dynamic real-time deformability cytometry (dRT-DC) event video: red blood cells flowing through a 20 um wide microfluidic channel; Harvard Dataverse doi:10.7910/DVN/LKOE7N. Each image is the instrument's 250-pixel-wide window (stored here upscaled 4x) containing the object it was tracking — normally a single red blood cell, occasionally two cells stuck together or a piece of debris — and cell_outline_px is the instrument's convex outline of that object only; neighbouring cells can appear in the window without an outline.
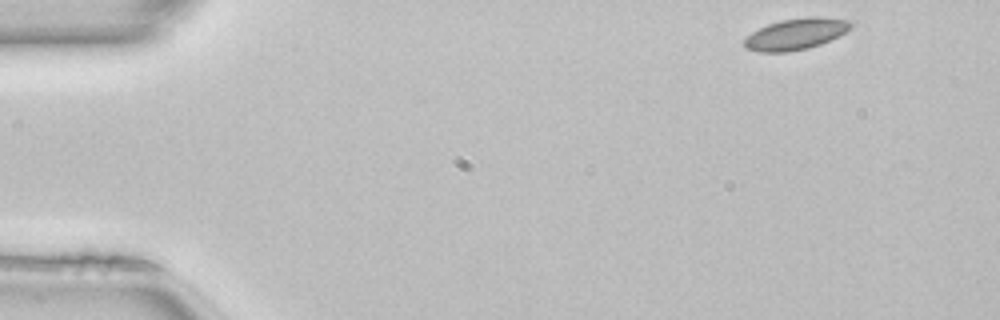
{"species": "common noctule bat (a hibernating species)", "species_latin": "Nyctalus noctula", "temperature_condition": "room temperature", "stored_images_in_passage": 41, "camera_frame_rate_fps": 3000, "um_per_image_px": 0.085, "animal": {"sex": "female", "body_mass_g": 22.7, "forearm_length_mm": 54.2}, "frame": {"image": 1, "passage_image": 1, "time_ms": 0.0, "image_size_px": [1000, 320], "cell_outline_px": [[852, 28], [840, 36], [820, 44], [808, 48], [788, 52], [760, 52], [744, 48], [744, 40], [752, 32], [768, 24], [780, 20], [812, 16], [816, 16], [852, 20]], "centroid_in_image_um": [67.69, 2.89], "position_along_channel_um": 17.3, "area_um2": 19.54}}
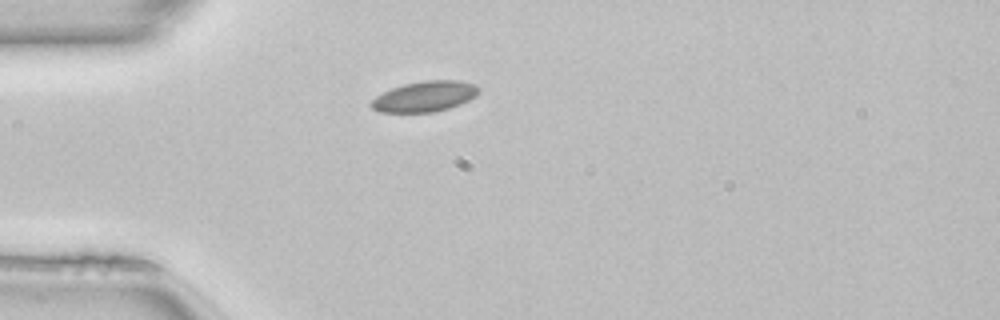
{"frame": {"image": 2, "passage_image": 10, "time_ms": 3.0, "image_size_px": [1000, 320], "cell_outline_px": [[480, 92], [476, 96], [460, 104], [448, 108], [432, 112], [380, 112], [372, 108], [368, 104], [376, 96], [392, 88], [404, 84], [424, 80], [460, 80], [476, 84], [480, 88]], "centroid_in_image_um": [36.12, 8.19], "position_along_channel_um": 48.9, "area_um2": 19.19}}
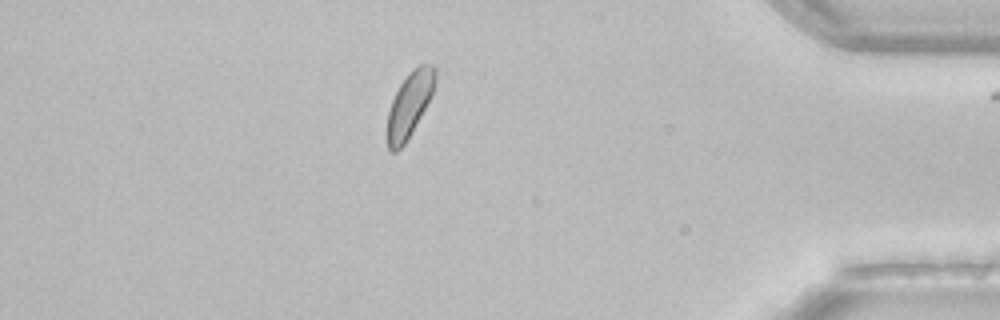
{"frame": {"image": 3, "passage_image": 40, "time_ms": 13.0, "image_size_px": [1000, 320], "cell_outline_px": [[436, 84], [432, 96], [404, 144], [396, 152], [388, 152], [388, 112], [392, 100], [400, 84], [408, 72], [412, 68], [420, 64], [432, 64], [436, 68]], "centroid_in_image_um": [34.83, 8.83], "position_along_channel_um": 400.4, "area_um2": 18.03}}